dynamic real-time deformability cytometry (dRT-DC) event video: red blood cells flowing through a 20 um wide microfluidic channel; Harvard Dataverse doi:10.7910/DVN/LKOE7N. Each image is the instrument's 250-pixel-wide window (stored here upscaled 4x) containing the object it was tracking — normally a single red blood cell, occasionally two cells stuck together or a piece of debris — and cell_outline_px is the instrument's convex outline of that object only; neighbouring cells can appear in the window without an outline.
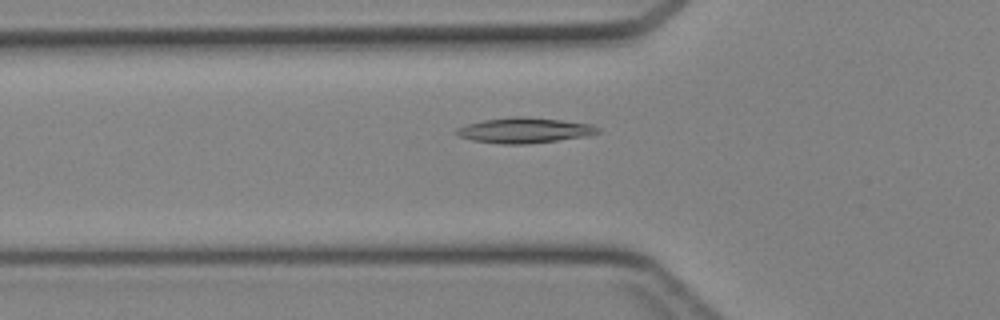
{"species": "Egyptian fruit bat (a non-hibernating species)", "species_latin": "Rousettus aegyptiacus", "temperature_condition": "cold", "stored_images_in_passage": 33, "camera_frame_rate_fps": 3000, "um_per_image_px": 0.085, "animal": {"sex": "female"}, "frame": {"image": 1, "passage_image": 4, "time_ms": 1.0, "image_size_px": [1000, 320], "cell_outline_px": [[600, 132], [588, 136], [524, 144], [504, 144], [472, 140], [460, 136], [456, 132], [460, 128], [468, 124], [484, 120], [512, 116], [524, 116], [560, 120], [592, 124], [600, 128]], "centroid_in_image_um": [44.64, 11.07], "position_along_channel_um": 81.2, "area_um2": 20.58}}
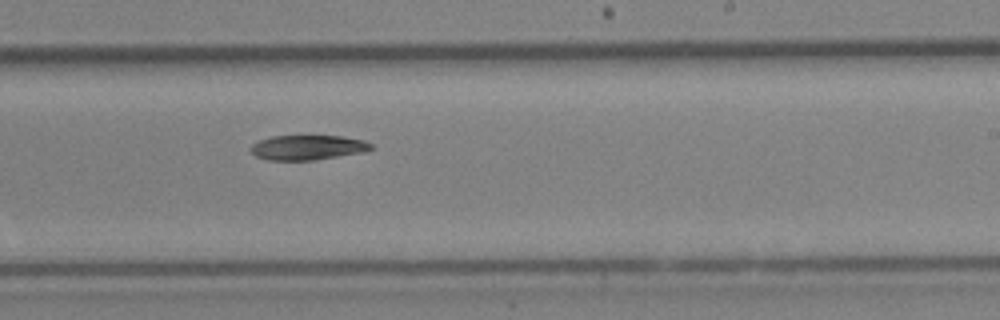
{"frame": {"image": 2, "passage_image": 16, "time_ms": 5.0, "image_size_px": [1000, 320], "cell_outline_px": [[372, 148], [364, 152], [312, 160], [268, 160], [256, 156], [252, 152], [252, 144], [260, 140], [272, 136], [344, 136], [364, 140], [372, 144]], "centroid_in_image_um": [26.17, 12.53], "position_along_channel_um": 262.8, "area_um2": 17.22}}
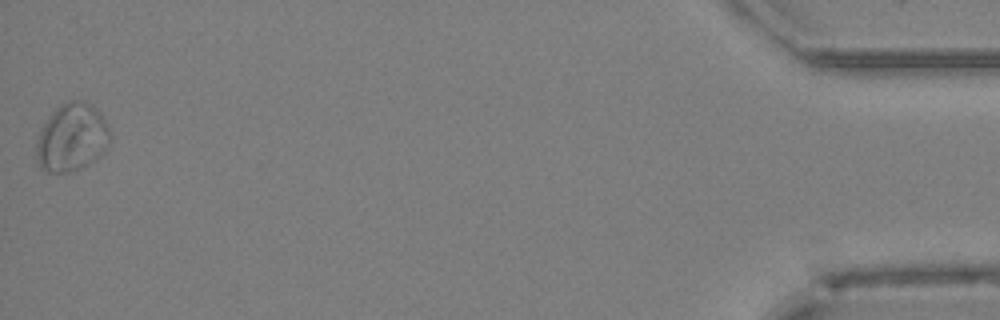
{"frame": {"image": 3, "passage_image": 33, "time_ms": 10.667, "image_size_px": [1000, 320], "cell_outline_px": [[112, 136], [104, 152], [96, 160], [80, 168], [68, 172], [44, 172], [40, 168], [36, 156], [36, 140], [40, 128], [48, 116], [60, 104], [68, 100], [84, 100], [92, 104], [100, 112], [108, 124]], "centroid_in_image_um": [6.11, 11.67], "position_along_channel_um": 429.1, "area_um2": 29.82}}